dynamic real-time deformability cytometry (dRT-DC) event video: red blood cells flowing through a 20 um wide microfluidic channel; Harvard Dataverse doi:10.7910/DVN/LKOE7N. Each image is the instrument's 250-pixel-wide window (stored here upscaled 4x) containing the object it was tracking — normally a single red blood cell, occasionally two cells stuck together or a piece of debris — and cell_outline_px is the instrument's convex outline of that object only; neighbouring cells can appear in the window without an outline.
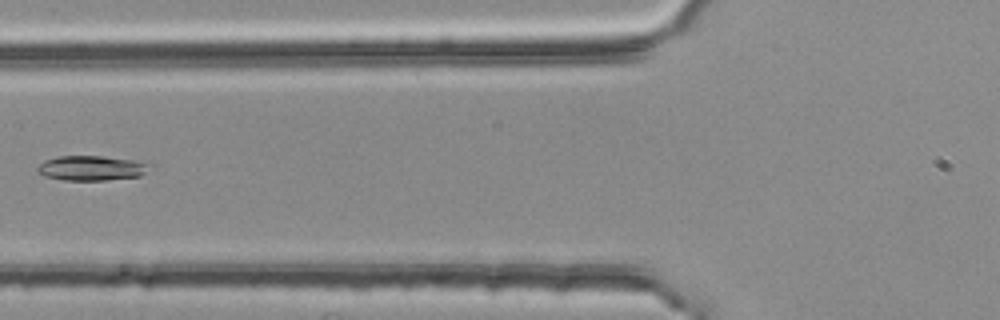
{"species": "common noctule bat (a hibernating species)", "species_latin": "Nyctalus noctula", "temperature_condition": "room temperature", "stored_images_in_passage": 3, "segment_of_instrument_passage": [2, 2], "camera_frame_rate_fps": 3000, "um_per_image_px": 0.085, "animal": {"sex": "female", "body_mass_g": 25.1}, "frame": {"image": 1, "passage_image": 3, "time_ms": 0.667, "image_size_px": [1000, 320], "cell_outline_px": [[152, 164], [140, 176], [104, 180], [64, 180], [44, 176], [36, 168], [44, 160], [60, 156], [100, 156], [132, 160]], "centroid_in_image_um": [7.75, 14.28], "position_along_channel_um": 118.1, "area_um2": 15.95}}